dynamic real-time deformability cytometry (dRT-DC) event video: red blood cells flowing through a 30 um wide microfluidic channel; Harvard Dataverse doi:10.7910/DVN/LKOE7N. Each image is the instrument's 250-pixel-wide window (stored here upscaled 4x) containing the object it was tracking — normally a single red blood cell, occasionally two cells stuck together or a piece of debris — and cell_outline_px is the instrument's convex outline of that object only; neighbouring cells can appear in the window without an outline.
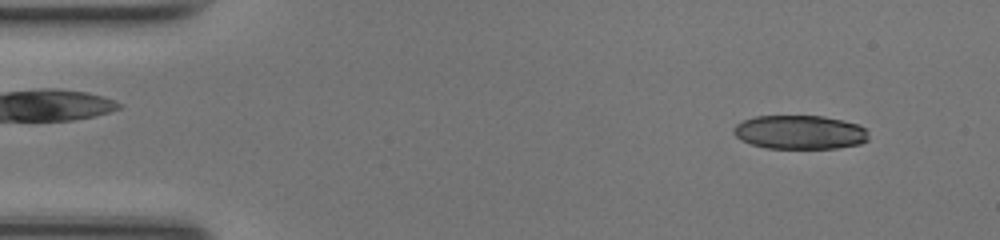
{"species": "common noctule bat (a hibernating species)", "species_latin": "Nyctalus noctula", "temperature_condition": "room temperature", "stored_images_in_passage": 47, "segment_of_instrument_passage": [1, 2], "camera_frame_rate_fps": 3000, "um_per_image_px": 0.085, "animal": {"sex": "female", "body_mass_g": 17.0, "forearm_length_mm": 48.0}, "frame": {"image": 1, "passage_image": 4, "time_ms": 1.0, "image_size_px": [1000, 240], "cell_outline_px": [[868, 140], [860, 144], [836, 148], [764, 148], [740, 140], [732, 132], [732, 128], [736, 124], [744, 120], [756, 116], [824, 116], [856, 124], [868, 128]], "centroid_in_image_um": [67.98, 11.24], "position_along_channel_um": 17.0, "area_um2": 26.76}}